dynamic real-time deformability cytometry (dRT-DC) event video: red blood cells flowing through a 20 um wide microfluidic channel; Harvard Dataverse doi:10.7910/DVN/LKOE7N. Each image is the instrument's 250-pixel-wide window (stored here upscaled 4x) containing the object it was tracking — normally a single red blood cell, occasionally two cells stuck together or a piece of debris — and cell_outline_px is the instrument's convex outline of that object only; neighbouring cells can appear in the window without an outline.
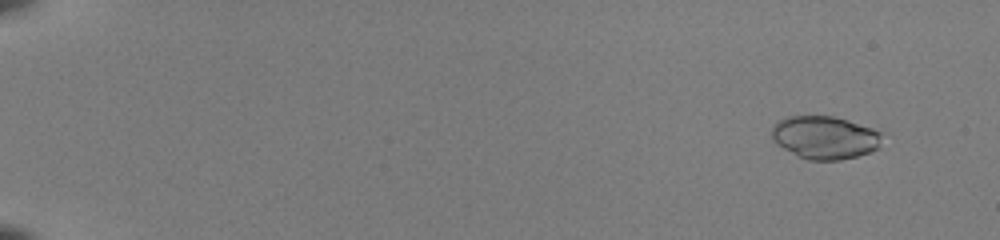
{"species": "common noctule bat (a hibernating species)", "species_latin": "Nyctalus noctula", "temperature_condition": "room temperature", "stored_images_in_passage": 53, "camera_frame_rate_fps": 3000, "um_per_image_px": 0.085, "animal": {"sex": "female", "body_mass_g": 22.0, "forearm_length_mm": 56.7}, "frame": {"image": 1, "passage_image": 5, "time_ms": 1.333, "image_size_px": [1000, 240], "cell_outline_px": [[880, 148], [856, 156], [840, 160], [808, 160], [784, 148], [772, 140], [772, 128], [780, 120], [788, 116], [832, 116], [848, 120], [872, 128], [880, 132]], "centroid_in_image_um": [70.12, 11.68], "position_along_channel_um": 14.9, "area_um2": 27.28}}
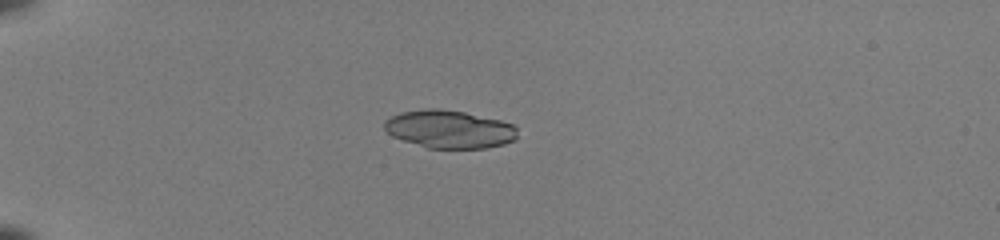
{"frame": {"image": 2, "passage_image": 17, "time_ms": 5.333, "image_size_px": [1000, 240], "cell_outline_px": [[516, 140], [504, 144], [484, 148], [428, 148], [392, 136], [384, 128], [384, 120], [400, 112], [428, 108], [440, 108], [464, 112], [500, 120], [512, 124], [516, 128]], "centroid_in_image_um": [38.19, 10.97], "position_along_channel_um": 46.8, "area_um2": 29.36}}